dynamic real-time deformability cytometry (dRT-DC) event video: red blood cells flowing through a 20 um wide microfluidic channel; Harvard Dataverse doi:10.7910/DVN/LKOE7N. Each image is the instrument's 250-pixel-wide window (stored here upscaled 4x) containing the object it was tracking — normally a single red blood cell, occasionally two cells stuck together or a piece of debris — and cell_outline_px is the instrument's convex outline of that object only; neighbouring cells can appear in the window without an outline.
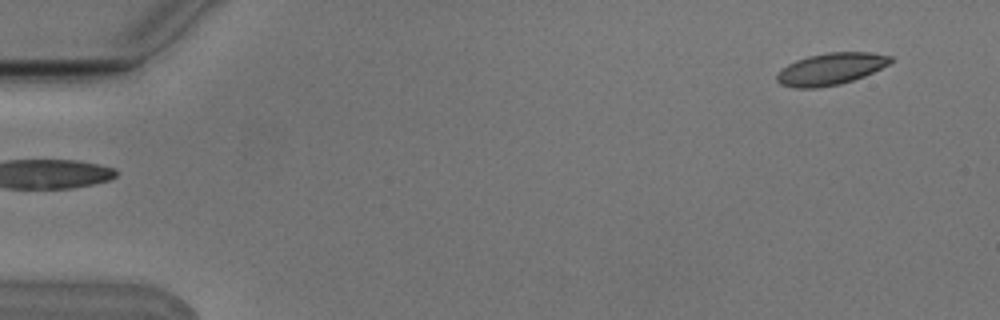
{"species": "Egyptian fruit bat (a non-hibernating species)", "species_latin": "Rousettus aegyptiacus", "temperature_condition": "cold", "stored_images_in_passage": 2, "camera_frame_rate_fps": 3000, "um_per_image_px": 0.085, "animal": {"sex": "male"}, "frame": {"image": 1, "passage_image": 2, "time_ms": 0.333, "image_size_px": [1000, 320], "cell_outline_px": [[892, 60], [888, 64], [864, 76], [840, 84], [816, 88], [792, 88], [780, 84], [776, 80], [776, 76], [780, 68], [796, 60], [808, 56], [828, 52], [872, 52], [892, 56]], "centroid_in_image_um": [70.57, 5.86], "position_along_channel_um": 14.4, "area_um2": 21.15}}